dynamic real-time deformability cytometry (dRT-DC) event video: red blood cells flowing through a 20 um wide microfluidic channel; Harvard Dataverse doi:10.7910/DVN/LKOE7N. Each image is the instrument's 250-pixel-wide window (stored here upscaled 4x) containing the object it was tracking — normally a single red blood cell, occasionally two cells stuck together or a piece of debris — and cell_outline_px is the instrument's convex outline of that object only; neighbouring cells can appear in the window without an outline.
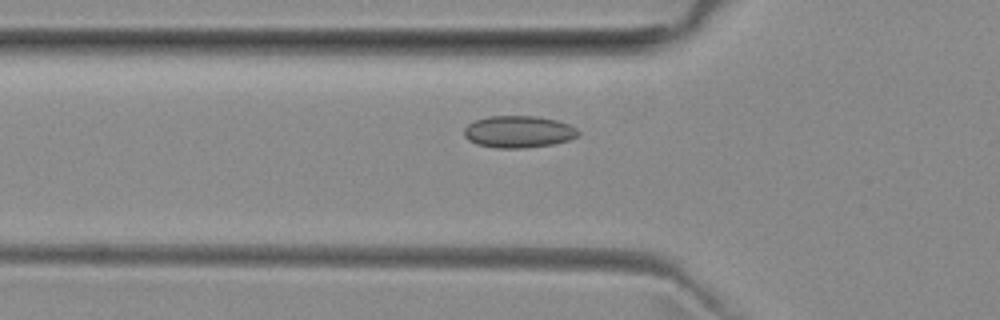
{"species": "common noctule bat (a hibernating species)", "species_latin": "Nyctalus noctula", "temperature_condition": "room temperature", "stored_images_in_passage": 38, "camera_frame_rate_fps": 3000, "um_per_image_px": 0.085, "animal": {"sex": "female", "body_mass_g": 29.2, "forearm_length_mm": 56.3}, "frame": {"image": 1, "passage_image": 4, "time_ms": 1.0, "image_size_px": [1000, 320], "cell_outline_px": [[580, 136], [568, 140], [552, 144], [524, 148], [496, 148], [476, 144], [468, 140], [464, 136], [464, 128], [468, 124], [476, 120], [488, 116], [536, 116], [556, 120], [568, 124], [576, 128], [580, 132]], "centroid_in_image_um": [44.07, 11.2], "position_along_channel_um": 81.7, "area_um2": 21.33}}
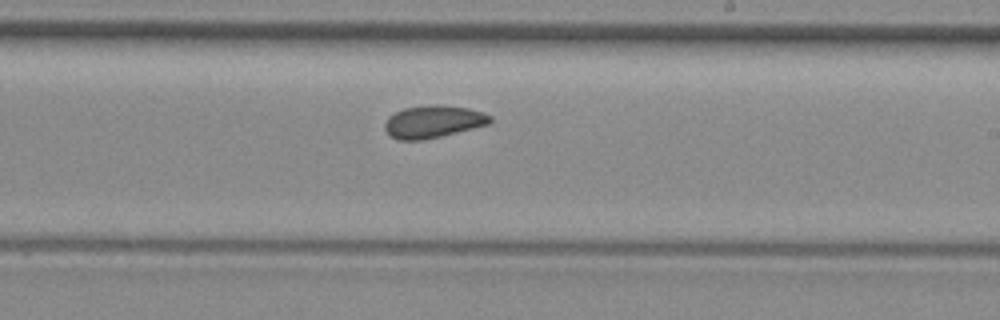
{"frame": {"image": 2, "passage_image": 17, "time_ms": 5.333, "image_size_px": [1000, 320], "cell_outline_px": [[492, 120], [488, 124], [440, 136], [420, 140], [400, 140], [392, 136], [384, 128], [384, 124], [388, 116], [404, 108], [436, 104], [468, 108], [484, 112], [492, 116]], "centroid_in_image_um": [36.82, 10.33], "position_along_channel_um": 252.2, "area_um2": 19.65}}
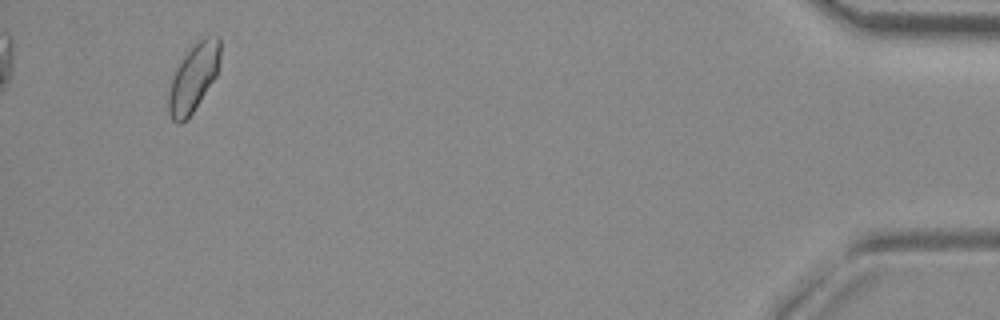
{"frame": {"image": 3, "passage_image": 36, "time_ms": 11.667, "image_size_px": [1000, 320], "cell_outline_px": [[220, 60], [216, 76], [192, 112], [180, 124], [176, 124], [172, 120], [168, 112], [168, 92], [172, 76], [176, 68], [184, 56], [196, 40], [204, 36], [220, 36]], "centroid_in_image_um": [16.44, 6.57], "position_along_channel_um": 418.8, "area_um2": 20.35}, "authors_computed_cell_mechanics": {"area_um2": 19.7676, "velocity_mm_per_s": 3.9282, "shape_relaxation_time_tau1_ms": 11.2398, "shape_relaxation_time_tau2_ms": 2.5669, "deformation_change_tau1": 0.0908, "deformation_change_tau2": 0.0622}}